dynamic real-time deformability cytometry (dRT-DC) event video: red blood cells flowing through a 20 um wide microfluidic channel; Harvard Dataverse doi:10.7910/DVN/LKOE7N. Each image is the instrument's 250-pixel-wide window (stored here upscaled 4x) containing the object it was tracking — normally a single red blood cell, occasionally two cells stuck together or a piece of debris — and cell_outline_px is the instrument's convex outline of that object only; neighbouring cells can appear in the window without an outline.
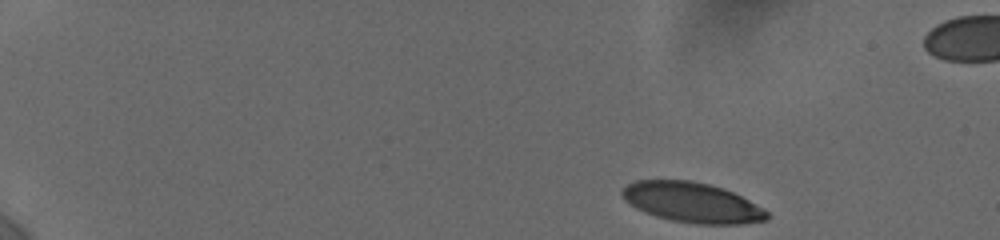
{"species": "human", "species_latin": "Homo sapiens", "temperature_condition": "cold", "stored_images_in_passage": 37, "camera_frame_rate_fps": 3000, "um_per_image_px": 0.085, "donor": {"sex": "female"}, "frame": {"image": 1, "passage_image": 1, "time_ms": 0.0, "image_size_px": [1000, 240], "cell_outline_px": [[768, 220], [740, 224], [696, 224], [672, 220], [656, 216], [644, 212], [636, 208], [624, 200], [620, 192], [628, 184], [636, 180], [688, 180], [708, 184], [724, 188], [764, 208], [768, 212]], "centroid_in_image_um": [58.82, 17.21], "position_along_channel_um": 26.2, "area_um2": 33.76}}
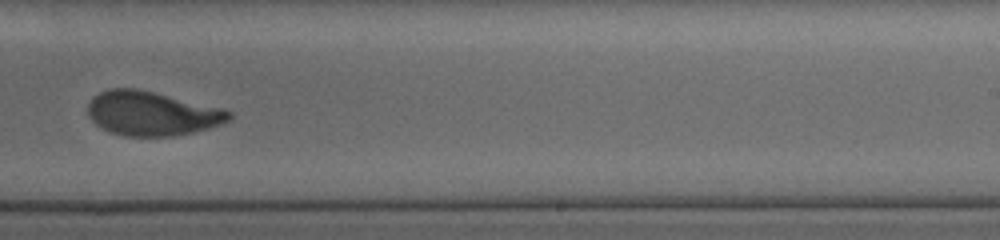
{"frame": {"image": 2, "passage_image": 24, "time_ms": 10.333, "image_size_px": [1000, 240], "cell_outline_px": [[232, 120], [208, 128], [192, 132], [172, 136], [124, 136], [108, 132], [96, 124], [88, 116], [88, 104], [92, 96], [108, 88], [136, 88], [224, 108], [232, 112]], "centroid_in_image_um": [12.9, 9.64], "position_along_channel_um": 276.1, "area_um2": 36.59}}
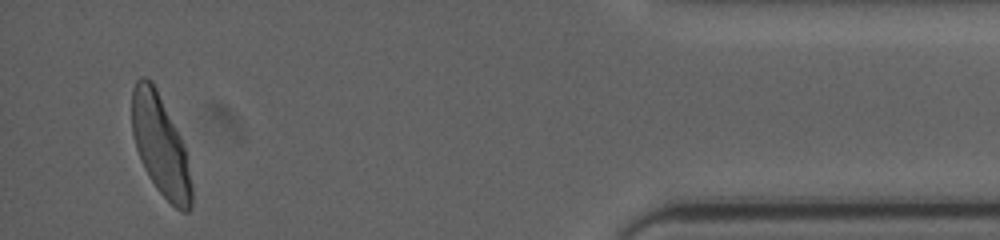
{"frame": {"image": 3, "passage_image": 36, "time_ms": 15.667, "image_size_px": [1000, 240], "cell_outline_px": [[192, 204], [188, 212], [180, 212], [156, 188], [144, 168], [136, 148], [132, 132], [132, 88], [136, 80], [140, 76], [144, 76], [152, 80], [184, 144], [192, 184]], "centroid_in_image_um": [13.63, 12.35], "position_along_channel_um": 421.6, "area_um2": 34.8}, "authors_computed_cell_mechanics": {"area_um2": 36.3562, "velocity_mm_per_s": 3.6872, "shape_relaxation_time_tau1_ms": 4.2136, "shape_relaxation_time_tau2_ms": 0.9925, "deformation_change_tau1": 0.1819, "deformation_change_tau2": 0.0752}}